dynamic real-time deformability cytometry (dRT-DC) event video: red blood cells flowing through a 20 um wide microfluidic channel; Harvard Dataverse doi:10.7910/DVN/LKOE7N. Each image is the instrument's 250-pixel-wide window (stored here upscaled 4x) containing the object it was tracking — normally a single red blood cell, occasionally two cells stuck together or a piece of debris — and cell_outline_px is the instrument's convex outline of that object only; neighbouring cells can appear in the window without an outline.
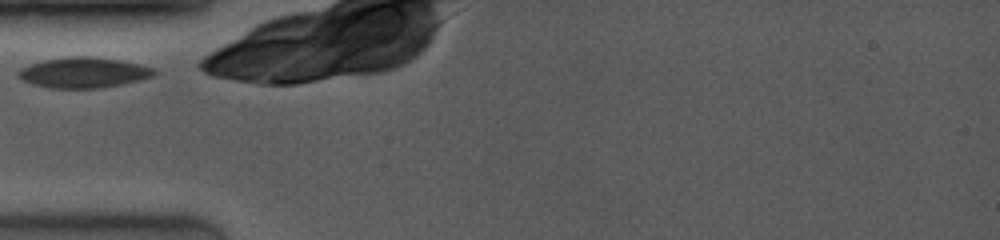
{"species": "common noctule bat (a hibernating species)", "species_latin": "Nyctalus noctula", "temperature_condition": "room temperature", "stored_images_in_passage": 35, "camera_frame_rate_fps": 4000, "um_per_image_px": 0.085, "animal": {"sex": "female", "body_mass_g": 19.0, "forearm_length_mm": 53.3}, "frame": {"image": 1, "passage_image": 1, "time_ms": 0.0, "image_size_px": [1000, 240], "cell_outline_px": [[156, 72], [152, 76], [120, 84], [100, 88], [48, 88], [32, 84], [24, 80], [20, 76], [20, 72], [24, 68], [32, 64], [44, 60], [68, 56], [88, 56], [116, 60], [136, 64], [152, 68]], "centroid_in_image_um": [7.08, 6.17], "position_along_channel_um": 77.9, "area_um2": 23.35}}
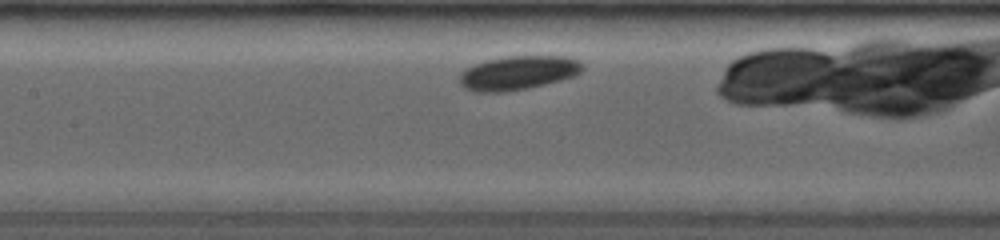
{"frame": {"image": 2, "passage_image": 10, "time_ms": 2.25, "image_size_px": [1000, 240], "cell_outline_px": [[580, 72], [572, 76], [524, 88], [500, 92], [476, 92], [464, 88], [460, 84], [460, 76], [468, 68], [476, 64], [488, 60], [504, 56], [564, 56], [576, 60], [580, 64]], "centroid_in_image_um": [43.97, 6.18], "position_along_channel_um": 163.4, "area_um2": 23.41}}
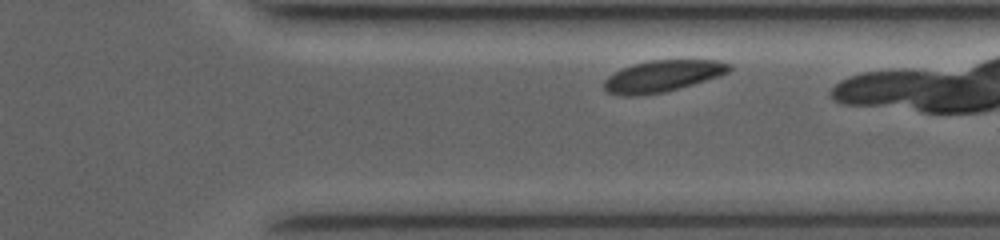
{"frame": {"image": 3, "passage_image": 30, "time_ms": 7.25, "image_size_px": [1000, 240], "cell_outline_px": [[732, 68], [728, 72], [692, 84], [664, 92], [640, 96], [624, 96], [608, 92], [604, 88], [604, 80], [608, 76], [624, 68], [636, 64], [652, 60], [720, 60], [732, 64]], "centroid_in_image_um": [56.32, 6.47], "position_along_channel_um": 355.1, "area_um2": 22.66}}